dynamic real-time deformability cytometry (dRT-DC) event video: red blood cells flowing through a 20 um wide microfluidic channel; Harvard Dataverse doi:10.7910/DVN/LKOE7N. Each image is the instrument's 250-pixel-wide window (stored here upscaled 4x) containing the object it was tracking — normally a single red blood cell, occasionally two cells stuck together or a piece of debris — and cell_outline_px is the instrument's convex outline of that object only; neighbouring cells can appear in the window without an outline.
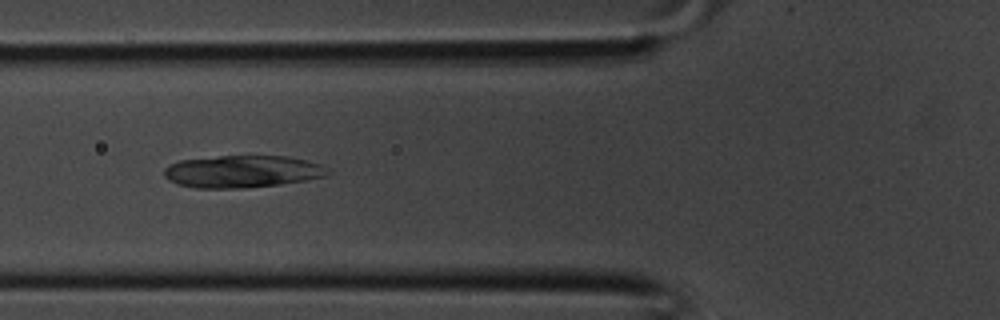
{"species": "common noctule bat (a hibernating species)", "species_latin": "Nyctalus noctula", "temperature_condition": "room temperature", "stored_images_in_passage": 28, "camera_frame_rate_fps": 3000, "um_per_image_px": 0.085, "animal": {"sex": "male", "body_mass_g": 20.1, "forearm_length_mm": 53.5}, "frame": {"image": 1, "passage_image": 5, "time_ms": 1.333, "image_size_px": [1000, 320], "cell_outline_px": [[328, 176], [280, 184], [244, 188], [196, 188], [176, 184], [168, 180], [164, 176], [164, 168], [168, 164], [180, 160], [220, 156], [288, 156], [308, 160], [320, 164], [328, 172]], "centroid_in_image_um": [20.55, 14.58], "position_along_channel_um": 105.3, "area_um2": 30.81}}
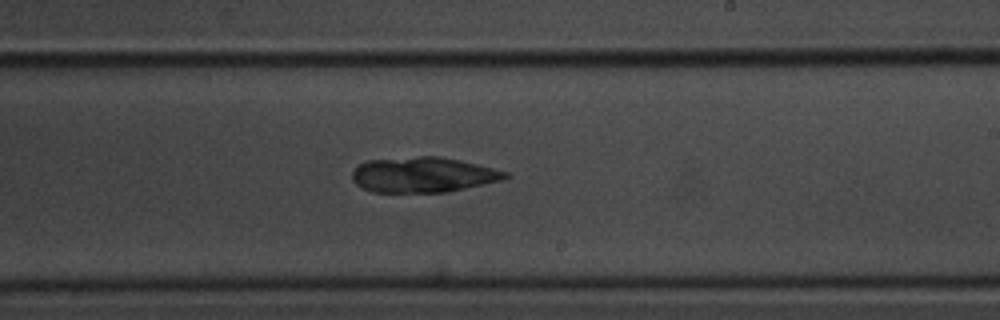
{"frame": {"image": 2, "passage_image": 13, "time_ms": 4.0, "image_size_px": [1000, 320], "cell_outline_px": [[508, 176], [500, 180], [448, 192], [372, 192], [356, 184], [352, 180], [352, 172], [360, 164], [368, 160], [416, 156], [440, 156], [460, 160], [508, 172]], "centroid_in_image_um": [35.93, 14.85], "position_along_channel_um": 253.1, "area_um2": 31.27}}
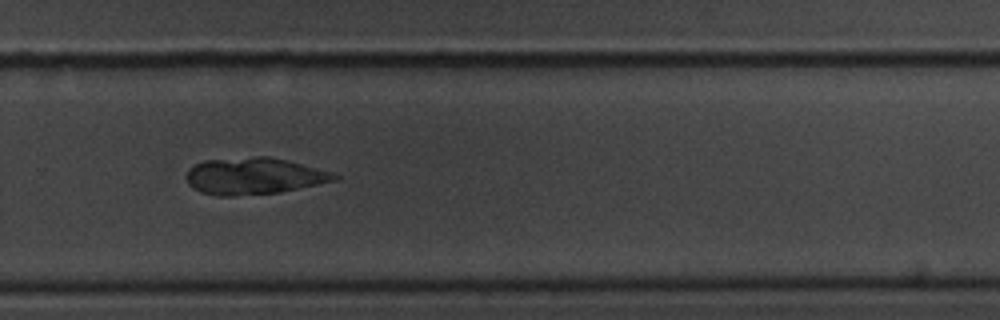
{"frame": {"image": 3, "passage_image": 16, "time_ms": 5.0, "image_size_px": [1000, 320], "cell_outline_px": [[340, 180], [280, 192], [236, 196], [216, 196], [200, 192], [192, 188], [188, 184], [188, 168], [204, 160], [256, 156], [268, 156], [332, 172], [340, 176]], "centroid_in_image_um": [21.58, 14.97], "position_along_channel_um": 308.2, "area_um2": 31.67}}